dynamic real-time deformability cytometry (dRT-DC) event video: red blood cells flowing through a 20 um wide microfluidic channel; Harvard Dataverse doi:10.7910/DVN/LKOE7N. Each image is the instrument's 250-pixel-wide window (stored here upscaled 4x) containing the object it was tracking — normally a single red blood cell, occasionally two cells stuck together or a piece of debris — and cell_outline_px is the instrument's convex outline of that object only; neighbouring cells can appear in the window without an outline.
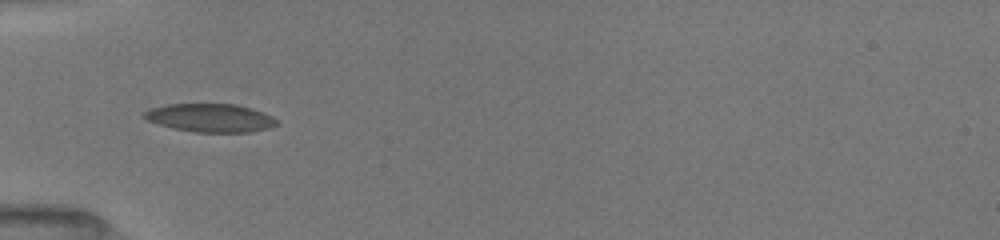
{"species": "common noctule bat (a hibernating species)", "species_latin": "Nyctalus noctula", "temperature_condition": "room temperature", "stored_images_in_passage": 20, "camera_frame_rate_fps": 3000, "um_per_image_px": 0.085, "animal": {"sex": "female", "body_mass_g": 19.5, "forearm_length_mm": 54.1}, "frame": {"image": 1, "passage_image": 1, "time_ms": 0.0, "image_size_px": [1000, 240], "cell_outline_px": [[276, 124], [268, 128], [252, 132], [196, 132], [172, 128], [148, 120], [140, 116], [148, 108], [168, 104], [236, 104], [252, 108], [272, 116], [276, 120]], "centroid_in_image_um": [17.84, 10.01], "position_along_channel_um": 67.2, "area_um2": 21.85}}
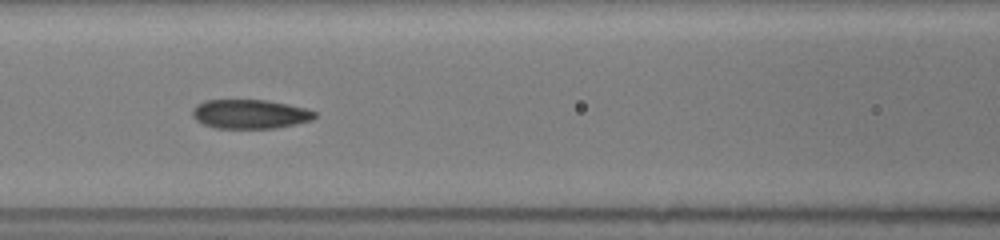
{"frame": {"image": 2, "passage_image": 13, "time_ms": 2.0, "image_size_px": [1000, 240], "cell_outline_px": [[316, 116], [312, 120], [296, 124], [276, 128], [216, 128], [204, 124], [196, 120], [192, 116], [192, 108], [196, 104], [204, 100], [268, 100], [288, 104], [304, 108], [316, 112]], "centroid_in_image_um": [21.23, 9.69], "position_along_channel_um": 145.4, "area_um2": 20.87}}
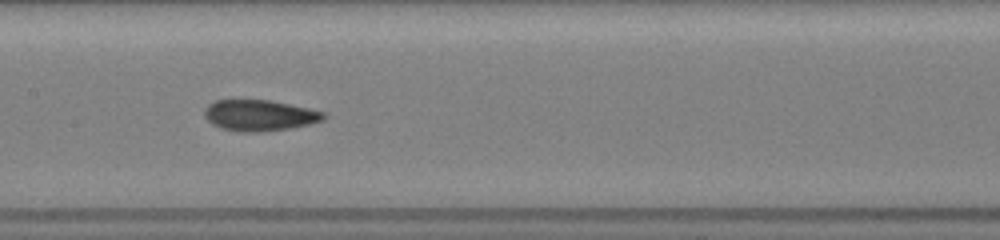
{"frame": {"image": 3, "passage_image": 19, "time_ms": 3.0, "image_size_px": [1000, 240], "cell_outline_px": [[328, 116], [324, 120], [292, 128], [260, 132], [244, 132], [220, 128], [212, 124], [204, 116], [204, 108], [208, 104], [216, 100], [268, 100], [308, 108], [324, 112]], "centroid_in_image_um": [22.05, 9.81], "position_along_channel_um": 185.3, "area_um2": 21.56}}